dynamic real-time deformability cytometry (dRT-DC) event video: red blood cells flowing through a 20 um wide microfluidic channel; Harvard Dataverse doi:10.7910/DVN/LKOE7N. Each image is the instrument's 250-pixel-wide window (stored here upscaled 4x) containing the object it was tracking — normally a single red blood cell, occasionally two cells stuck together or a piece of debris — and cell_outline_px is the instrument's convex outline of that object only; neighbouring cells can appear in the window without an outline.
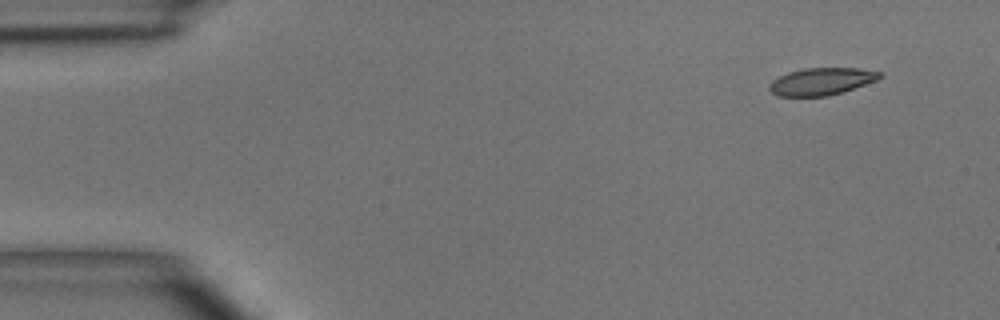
{"species": "common noctule bat (a hibernating species)", "species_latin": "Nyctalus noctula", "temperature_condition": "room temperature", "stored_images_in_passage": 3, "camera_frame_rate_fps": 3000, "um_per_image_px": 0.085, "animal": {"sex": "male", "body_mass_g": 15.6}, "frame": {"image": 1, "passage_image": 1, "time_ms": 0.0, "image_size_px": [1000, 320], "cell_outline_px": [[884, 76], [876, 80], [844, 92], [828, 96], [776, 96], [768, 88], [768, 84], [772, 80], [788, 72], [804, 68], [860, 68], [880, 72]], "centroid_in_image_um": [69.82, 6.92], "position_along_channel_um": 15.2, "area_um2": 17.63}}